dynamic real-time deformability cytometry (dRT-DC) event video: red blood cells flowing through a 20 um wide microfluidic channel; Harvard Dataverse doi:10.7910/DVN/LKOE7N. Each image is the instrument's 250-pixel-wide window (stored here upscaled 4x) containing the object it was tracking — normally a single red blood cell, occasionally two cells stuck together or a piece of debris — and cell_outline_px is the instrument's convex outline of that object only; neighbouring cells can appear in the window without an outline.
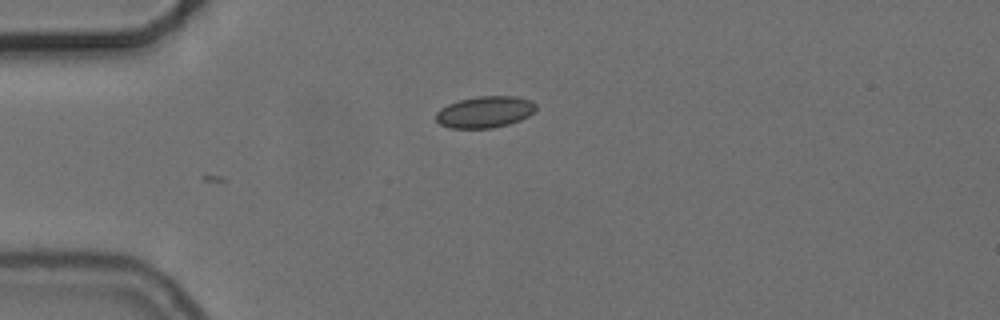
{"species": "common noctule bat (a hibernating species)", "species_latin": "Nyctalus noctula", "temperature_condition": "cold", "stored_images_in_passage": 5, "camera_frame_rate_fps": 3000, "um_per_image_px": 0.085, "animal": {"sex": "female", "body_mass_g": 24.6, "forearm_length_mm": 56.2}, "frame": {"image": 1, "passage_image": 5, "time_ms": 1.333, "image_size_px": [1000, 320], "cell_outline_px": [[536, 108], [528, 116], [520, 120], [508, 124], [492, 128], [448, 128], [440, 124], [436, 120], [436, 112], [440, 108], [448, 104], [460, 100], [480, 96], [516, 96], [528, 100], [536, 104]], "centroid_in_image_um": [41.19, 9.52], "position_along_channel_um": 43.8, "area_um2": 18.26}}